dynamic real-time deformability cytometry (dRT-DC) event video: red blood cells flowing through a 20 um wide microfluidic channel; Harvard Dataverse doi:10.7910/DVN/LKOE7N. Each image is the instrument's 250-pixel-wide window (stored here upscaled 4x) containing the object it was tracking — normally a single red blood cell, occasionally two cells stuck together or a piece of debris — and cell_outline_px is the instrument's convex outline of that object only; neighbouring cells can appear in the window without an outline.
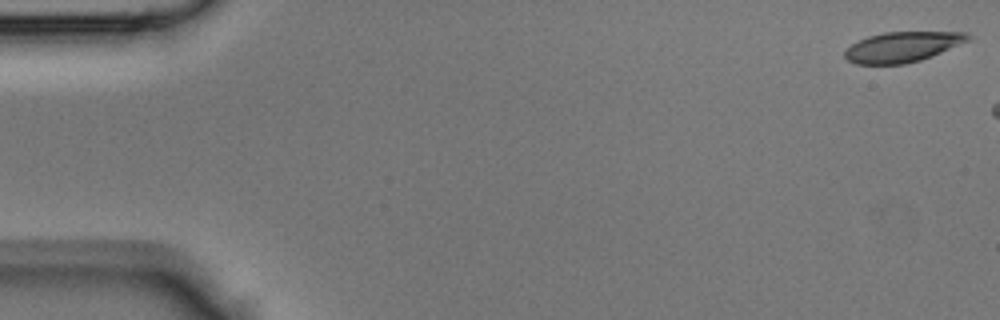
{"species": "Egyptian fruit bat (a non-hibernating species)", "species_latin": "Rousettus aegyptiacus", "temperature_condition": "room temperature", "stored_images_in_passage": 36, "camera_frame_rate_fps": 3000, "um_per_image_px": 0.085, "animal": {"sex": "male"}, "frame": {"image": 1, "passage_image": 1, "time_ms": 0.0, "image_size_px": [1000, 320], "cell_outline_px": [[972, 40], [920, 60], [904, 64], [856, 64], [848, 60], [844, 56], [844, 52], [852, 44], [868, 36], [884, 32], [968, 32], [972, 36]], "centroid_in_image_um": [76.75, 3.98], "position_along_channel_um": 8.3, "area_um2": 21.68}}
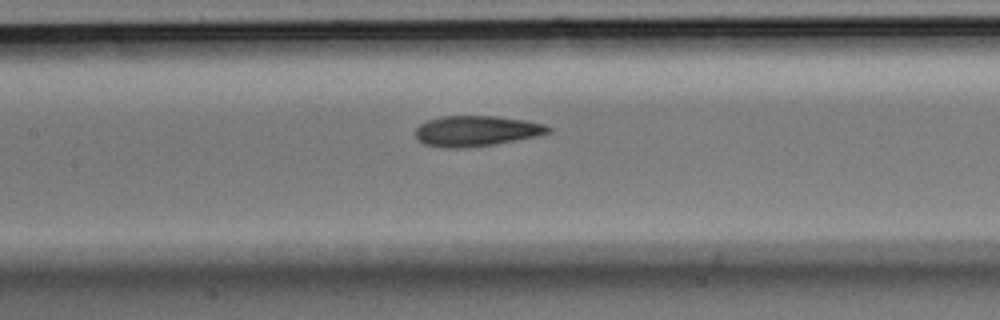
{"frame": {"image": 2, "passage_image": 20, "time_ms": 6.333, "image_size_px": [1000, 320], "cell_outline_px": [[552, 132], [540, 136], [496, 144], [468, 148], [440, 148], [424, 144], [416, 140], [416, 128], [420, 124], [428, 120], [444, 116], [496, 116], [524, 120], [544, 124], [552, 128]], "centroid_in_image_um": [40.5, 11.15], "position_along_channel_um": 166.9, "area_um2": 23.99}}
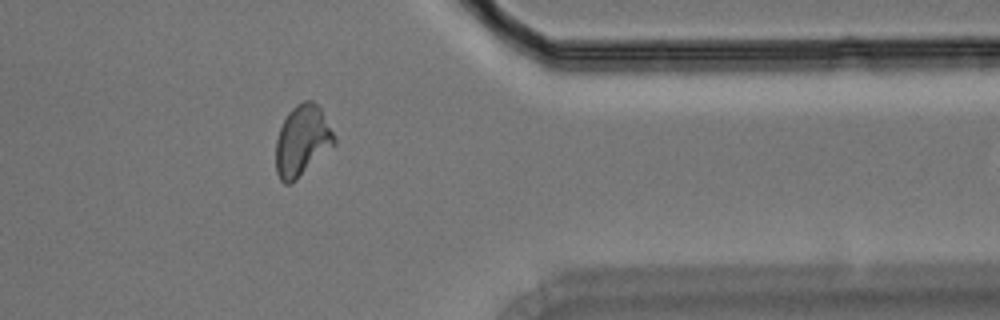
{"frame": {"image": 3, "passage_image": 35, "time_ms": 11.333, "image_size_px": [1000, 320], "cell_outline_px": [[336, 144], [292, 184], [284, 184], [280, 180], [276, 172], [276, 140], [280, 128], [288, 112], [296, 104], [304, 100], [312, 100], [320, 108], [336, 136]], "centroid_in_image_um": [25.69, 11.98], "position_along_channel_um": 385.7, "area_um2": 24.28}}